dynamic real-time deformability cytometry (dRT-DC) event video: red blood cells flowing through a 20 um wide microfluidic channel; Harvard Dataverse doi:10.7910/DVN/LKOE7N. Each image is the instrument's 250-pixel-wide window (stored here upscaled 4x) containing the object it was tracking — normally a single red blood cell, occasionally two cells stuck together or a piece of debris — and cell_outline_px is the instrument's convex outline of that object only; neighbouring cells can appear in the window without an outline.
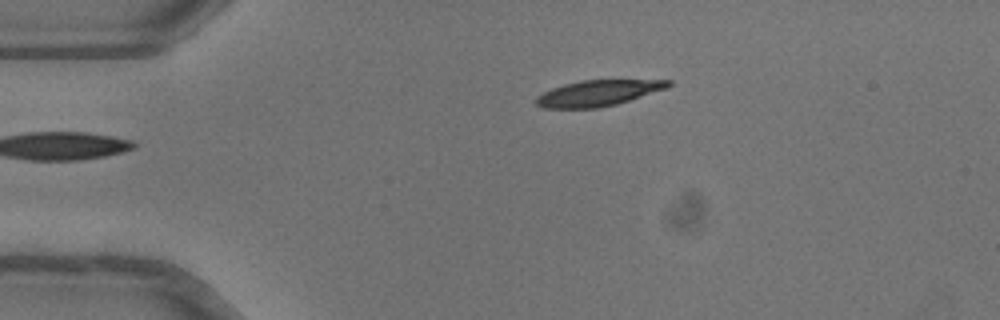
{"species": "common noctule bat (a hibernating species)", "species_latin": "Nyctalus noctula", "temperature_condition": "warm", "stored_images_in_passage": 34, "camera_frame_rate_fps": 3000, "um_per_image_px": 0.085, "animal": {"sex": "female"}, "frame": {"image": 1, "passage_image": 1, "time_ms": 0.0, "image_size_px": [1000, 320], "cell_outline_px": [[672, 84], [668, 88], [616, 104], [596, 108], [544, 108], [536, 104], [536, 96], [552, 88], [564, 84], [580, 80], [672, 80]], "centroid_in_image_um": [50.84, 7.91], "position_along_channel_um": 34.2, "area_um2": 19.83}}
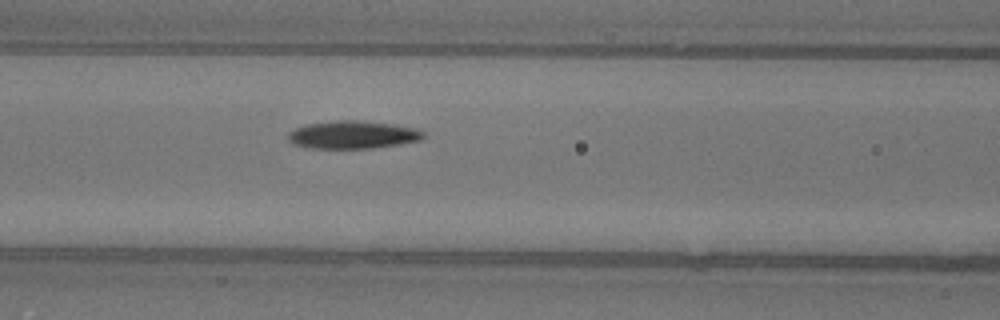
{"frame": {"image": 2, "passage_image": 12, "time_ms": 3.667, "image_size_px": [1000, 320], "cell_outline_px": [[424, 136], [420, 140], [372, 148], [312, 148], [292, 144], [288, 140], [288, 132], [304, 124], [336, 120], [364, 120], [396, 124], [416, 128], [424, 132]], "centroid_in_image_um": [29.96, 11.43], "position_along_channel_um": 136.6, "area_um2": 22.08}}
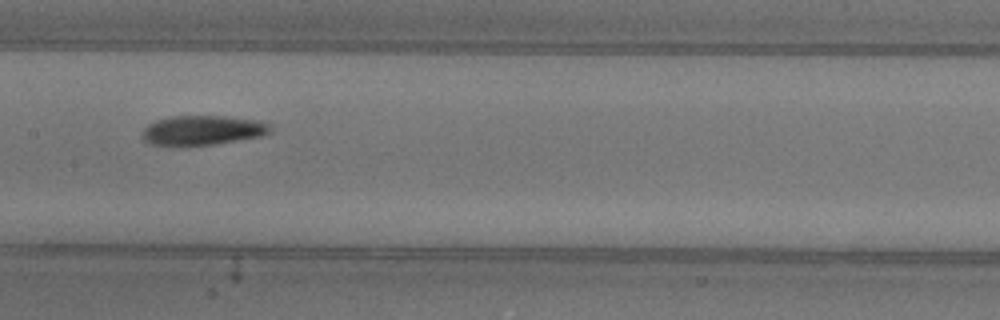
{"frame": {"image": 3, "passage_image": 16, "time_ms": 5.0, "image_size_px": [1000, 320], "cell_outline_px": [[272, 132], [260, 136], [212, 144], [180, 148], [152, 144], [144, 140], [140, 136], [144, 128], [148, 124], [156, 120], [172, 116], [224, 116], [260, 120], [272, 124]], "centroid_in_image_um": [17.19, 11.09], "position_along_channel_um": 190.2, "area_um2": 22.66}, "authors_computed_cell_mechanics": {"area_um2": 21.675, "velocity_mm_per_s": 4.0163, "shape_relaxation_time_tau1_ms": 5.0397, "shape_relaxation_time_tau2_ms": 3.3769, "deformation_change_tau1": 0.1846, "deformation_change_tau2": 0.0966}}